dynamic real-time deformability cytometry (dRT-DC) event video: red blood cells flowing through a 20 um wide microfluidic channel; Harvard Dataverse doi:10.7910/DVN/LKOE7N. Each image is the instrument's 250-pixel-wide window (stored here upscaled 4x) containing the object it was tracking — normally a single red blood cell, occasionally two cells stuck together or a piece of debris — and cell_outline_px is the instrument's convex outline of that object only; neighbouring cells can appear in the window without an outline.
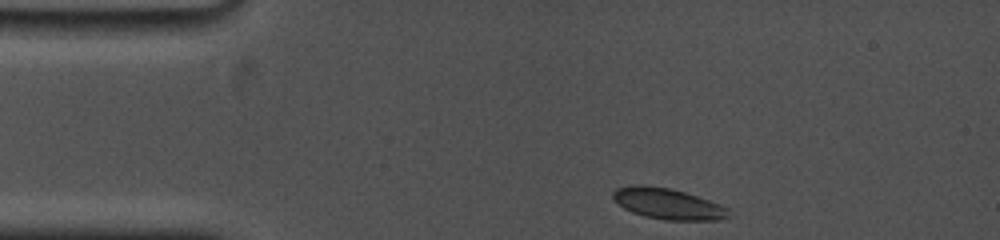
{"species": "common noctule bat (a hibernating species)", "species_latin": "Nyctalus noctula", "temperature_condition": "cold", "stored_images_in_passage": 31, "camera_frame_rate_fps": 5000, "um_per_image_px": 0.085, "animal": {"sex": "female", "body_mass_g": 19.0, "forearm_length_mm": 53.3}, "frame": {"image": 1, "passage_image": 1, "time_ms": 0.0, "image_size_px": [1000, 240], "cell_outline_px": [[728, 216], [720, 220], [664, 220], [644, 216], [632, 212], [624, 208], [612, 196], [612, 192], [616, 188], [632, 184], [640, 184], [672, 188], [708, 200], [728, 208]], "centroid_in_image_um": [56.73, 17.31], "position_along_channel_um": 28.3, "area_um2": 20.75}}
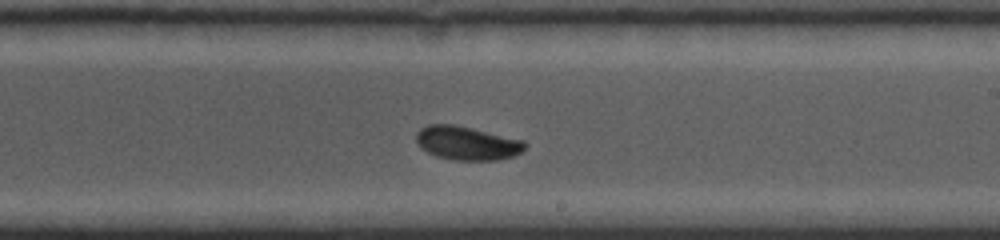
{"frame": {"image": 2, "passage_image": 18, "time_ms": 7.4, "image_size_px": [1000, 240], "cell_outline_px": [[528, 144], [520, 152], [512, 156], [496, 160], [452, 160], [436, 156], [420, 148], [416, 144], [416, 132], [420, 128], [428, 124], [456, 124], [524, 140]], "centroid_in_image_um": [39.66, 12.15], "position_along_channel_um": 249.3, "area_um2": 21.56}}
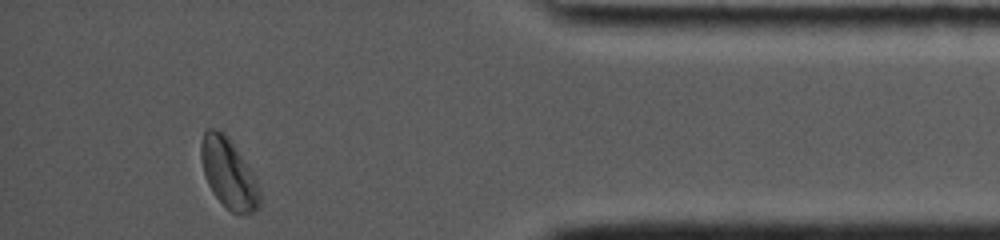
{"frame": {"image": 3, "passage_image": 30, "time_ms": 12.6, "image_size_px": [1000, 240], "cell_outline_px": [[260, 208], [252, 212], [232, 212], [212, 192], [208, 184], [204, 172], [200, 156], [200, 144], [204, 132], [208, 128], [216, 128], [224, 132], [228, 136], [256, 176], [260, 188]], "centroid_in_image_um": [19.45, 14.69], "position_along_channel_um": 415.8, "area_um2": 23.93}, "authors_computed_cell_mechanics": {"area_um2": 21.386, "velocity_mm_per_s": 3.6755, "shape_relaxation_time_tau1_ms": 3.9965, "shape_relaxation_time_tau2_ms": null, "deformation_change_tau1": 0.1195, "deformation_change_tau2": null}}